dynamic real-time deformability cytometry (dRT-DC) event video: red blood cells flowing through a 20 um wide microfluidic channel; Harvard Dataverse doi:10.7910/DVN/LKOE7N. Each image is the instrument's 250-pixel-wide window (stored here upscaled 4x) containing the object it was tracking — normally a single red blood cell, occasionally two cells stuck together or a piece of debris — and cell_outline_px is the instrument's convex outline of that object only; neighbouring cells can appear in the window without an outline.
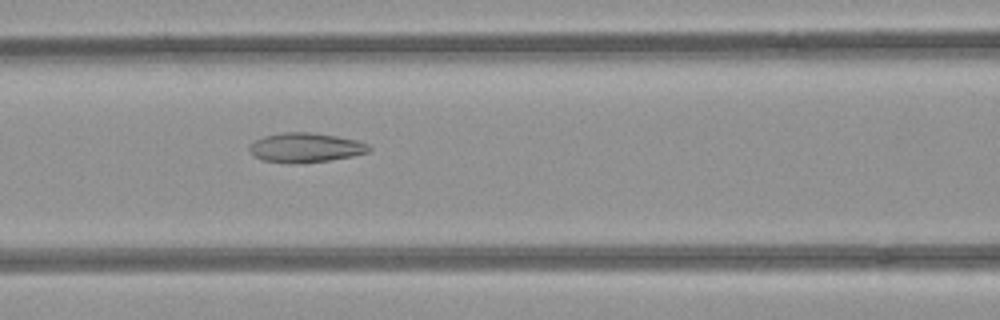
{"species": "common noctule bat (a hibernating species)", "species_latin": "Nyctalus noctula", "temperature_condition": "room temperature", "stored_images_in_passage": 31, "camera_frame_rate_fps": 3000, "um_per_image_px": 0.085, "animal": {"sex": "female", "body_mass_g": 21.9}, "frame": {"image": 1, "passage_image": 8, "time_ms": 2.333, "image_size_px": [1000, 320], "cell_outline_px": [[368, 148], [364, 152], [348, 156], [324, 160], [268, 160], [256, 156], [252, 152], [260, 140], [268, 136], [332, 136], [348, 140], [360, 144]], "centroid_in_image_um": [26.01, 12.58], "position_along_channel_um": 140.6, "area_um2": 16.42}}
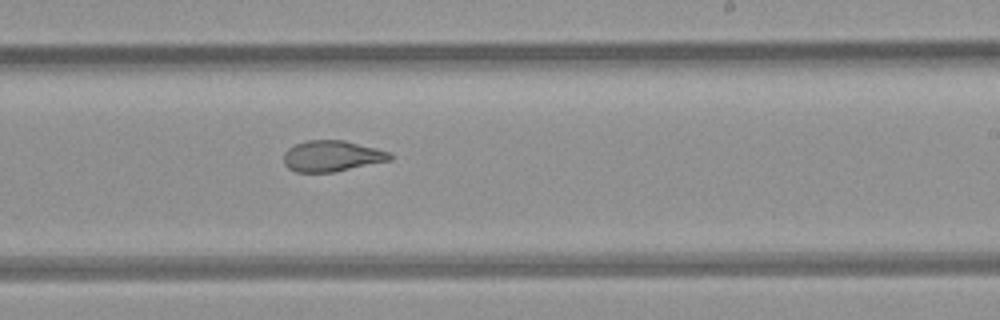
{"frame": {"image": 2, "passage_image": 17, "time_ms": 5.333, "image_size_px": [1000, 320], "cell_outline_px": [[392, 156], [388, 160], [328, 172], [300, 172], [292, 168], [284, 160], [284, 156], [296, 144], [312, 140], [340, 140], [384, 152]], "centroid_in_image_um": [28.15, 13.26], "position_along_channel_um": 260.9, "area_um2": 17.57}}
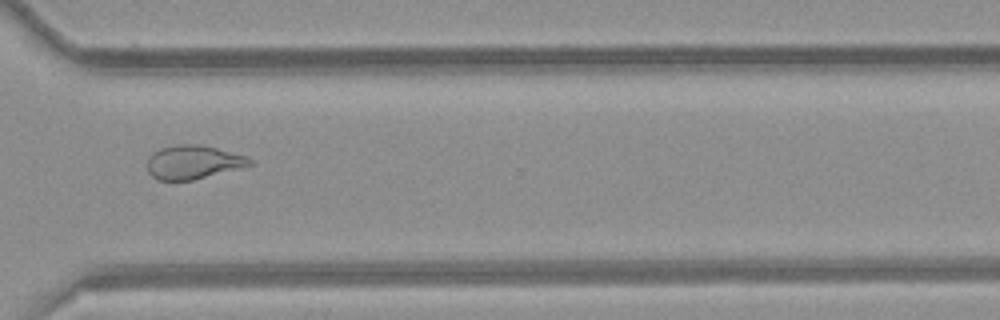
{"frame": {"image": 3, "passage_image": 24, "time_ms": 7.667, "image_size_px": [1000, 320], "cell_outline_px": [[252, 164], [188, 180], [160, 180], [152, 176], [148, 168], [148, 160], [156, 152], [164, 148], [212, 148], [244, 156]], "centroid_in_image_um": [16.36, 13.86], "position_along_channel_um": 354.2, "area_um2": 17.8}}